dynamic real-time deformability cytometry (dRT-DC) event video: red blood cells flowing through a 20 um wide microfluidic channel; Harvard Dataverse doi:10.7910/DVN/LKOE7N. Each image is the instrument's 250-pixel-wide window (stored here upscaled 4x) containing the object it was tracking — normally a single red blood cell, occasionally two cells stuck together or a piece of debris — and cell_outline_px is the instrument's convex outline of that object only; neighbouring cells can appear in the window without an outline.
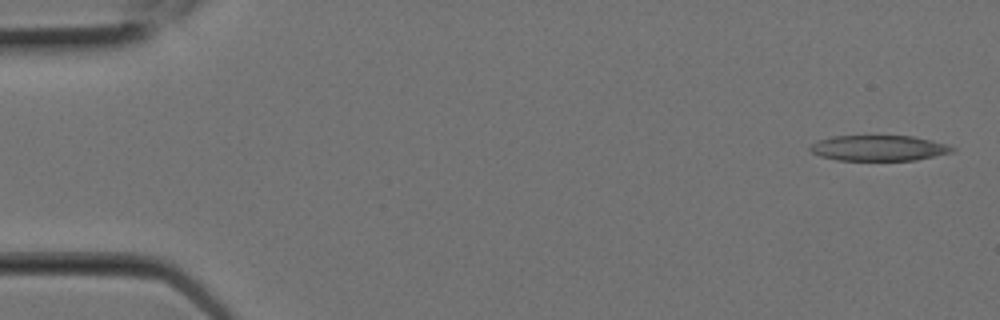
{"species": "Egyptian fruit bat (a non-hibernating species)", "species_latin": "Rousettus aegyptiacus", "temperature_condition": "room temperature", "stored_images_in_passage": 6, "camera_frame_rate_fps": 3000, "um_per_image_px": 0.085, "animal": {"sex": "female"}, "frame": {"image": 1, "passage_image": 1, "time_ms": 0.0, "image_size_px": [1000, 320], "cell_outline_px": [[956, 148], [952, 152], [916, 160], [836, 160], [820, 156], [812, 152], [808, 148], [812, 144], [820, 140], [832, 136], [912, 136], [932, 140]], "centroid_in_image_um": [74.68, 12.59], "position_along_channel_um": 10.3, "area_um2": 20.98}}
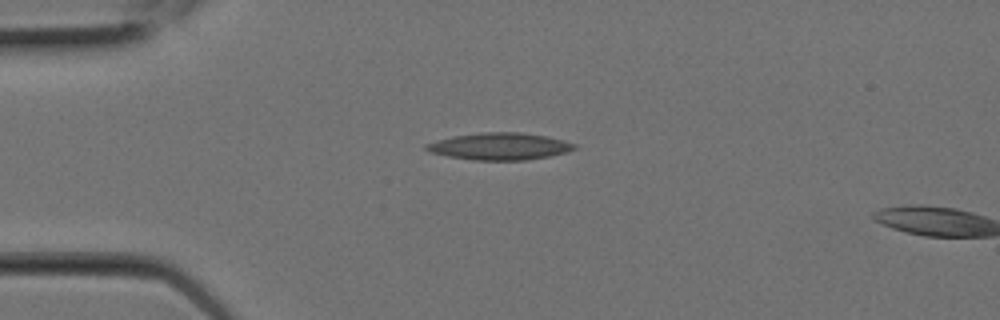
{"frame": {"image": 2, "passage_image": 5, "time_ms": 1.333, "image_size_px": [1000, 320], "cell_outline_px": [[576, 148], [568, 152], [528, 160], [472, 160], [448, 156], [432, 152], [424, 148], [424, 144], [452, 136], [480, 132], [520, 132], [548, 136], [564, 140], [576, 144]], "centroid_in_image_um": [42.49, 12.43], "position_along_channel_um": 42.5, "area_um2": 23.41}}